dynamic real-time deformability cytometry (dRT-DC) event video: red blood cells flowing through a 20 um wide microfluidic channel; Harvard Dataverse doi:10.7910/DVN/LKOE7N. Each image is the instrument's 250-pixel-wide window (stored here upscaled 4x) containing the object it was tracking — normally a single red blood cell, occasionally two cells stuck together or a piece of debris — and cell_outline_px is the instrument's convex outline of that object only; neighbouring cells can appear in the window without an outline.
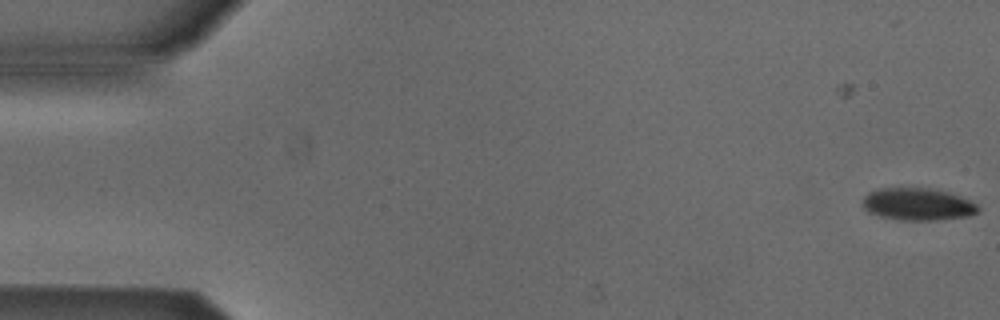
{"species": "Egyptian fruit bat (a non-hibernating species)", "species_latin": "Rousettus aegyptiacus", "temperature_condition": "cold", "stored_images_in_passage": 6, "camera_frame_rate_fps": 3000, "um_per_image_px": 0.085, "animal": {"sex": "male"}, "frame": {"image": 1, "passage_image": 2, "time_ms": 0.333, "image_size_px": [1000, 320], "cell_outline_px": [[980, 212], [968, 216], [936, 220], [904, 220], [880, 216], [868, 212], [864, 208], [864, 196], [868, 192], [876, 188], [932, 188], [948, 192], [960, 196], [976, 204], [980, 208]], "centroid_in_image_um": [78.02, 17.35], "position_along_channel_um": 7.0, "area_um2": 21.73}}
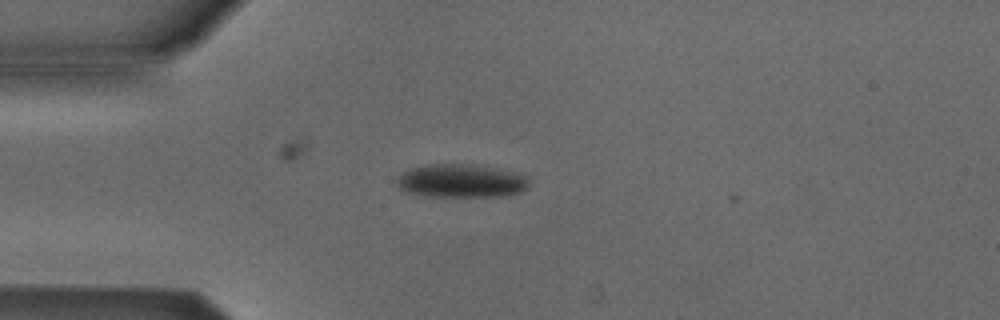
{"frame": {"image": 2, "passage_image": 5, "time_ms": 1.333, "image_size_px": [1000, 320], "cell_outline_px": [[528, 188], [520, 192], [500, 196], [424, 196], [400, 192], [396, 184], [396, 180], [408, 168], [428, 164], [484, 164], [528, 176]], "centroid_in_image_um": [39.16, 15.36], "position_along_channel_um": 45.8, "area_um2": 26.24}}